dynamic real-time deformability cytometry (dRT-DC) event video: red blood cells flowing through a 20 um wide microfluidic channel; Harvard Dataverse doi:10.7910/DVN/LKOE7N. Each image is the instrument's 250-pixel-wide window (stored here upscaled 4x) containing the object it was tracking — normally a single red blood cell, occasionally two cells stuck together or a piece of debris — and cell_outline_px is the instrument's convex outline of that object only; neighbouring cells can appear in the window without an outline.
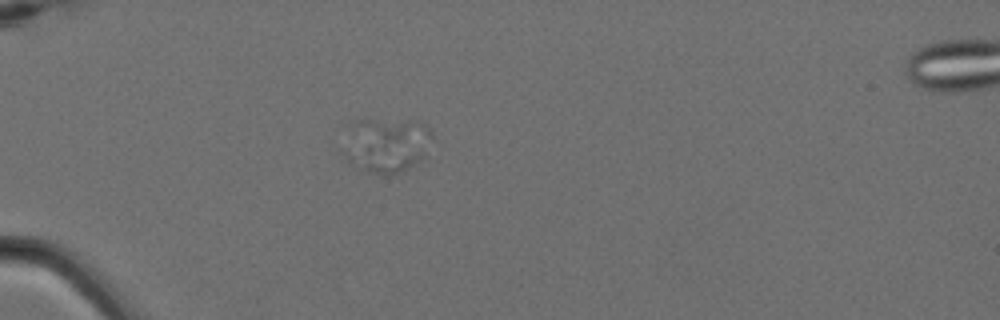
{"species": "Egyptian fruit bat (a non-hibernating species)", "species_latin": "Rousettus aegyptiacus", "temperature_condition": "cold", "stored_images_in_passage": 6, "camera_frame_rate_fps": 3000, "um_per_image_px": 0.085, "animal": {"sex": "female"}, "frame": {"image": 1, "passage_image": 4, "time_ms": 1.0, "image_size_px": [1000, 320], "cell_outline_px": [[432, 136], [424, 156], [420, 160], [388, 176], [368, 172], [352, 164], [340, 152], [340, 148], [352, 120], [416, 120], [428, 128], [432, 132]], "centroid_in_image_um": [32.75, 12.3], "position_along_channel_um": 52.2, "area_um2": 28.5}}
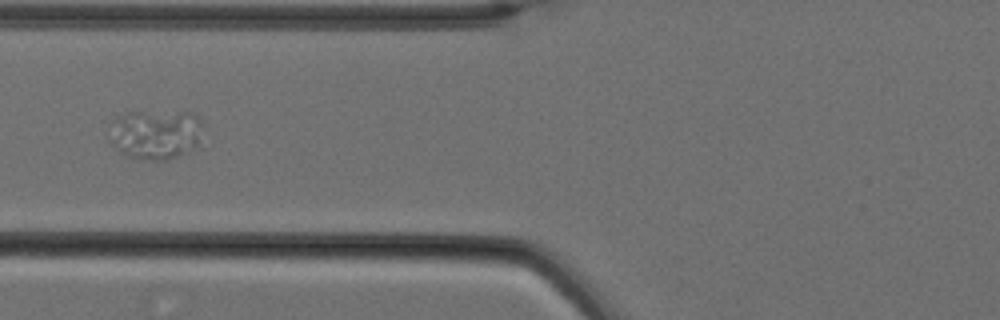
{"frame": {"image": 2, "passage_image": 6, "time_ms": 1.667, "image_size_px": [1000, 320], "cell_outline_px": [[204, 128], [196, 144], [188, 152], [164, 160], [144, 160], [124, 156], [104, 136], [108, 124], [112, 120], [128, 112], [196, 112], [204, 124]], "centroid_in_image_um": [13.16, 11.4], "position_along_channel_um": 112.6, "area_um2": 27.98}}